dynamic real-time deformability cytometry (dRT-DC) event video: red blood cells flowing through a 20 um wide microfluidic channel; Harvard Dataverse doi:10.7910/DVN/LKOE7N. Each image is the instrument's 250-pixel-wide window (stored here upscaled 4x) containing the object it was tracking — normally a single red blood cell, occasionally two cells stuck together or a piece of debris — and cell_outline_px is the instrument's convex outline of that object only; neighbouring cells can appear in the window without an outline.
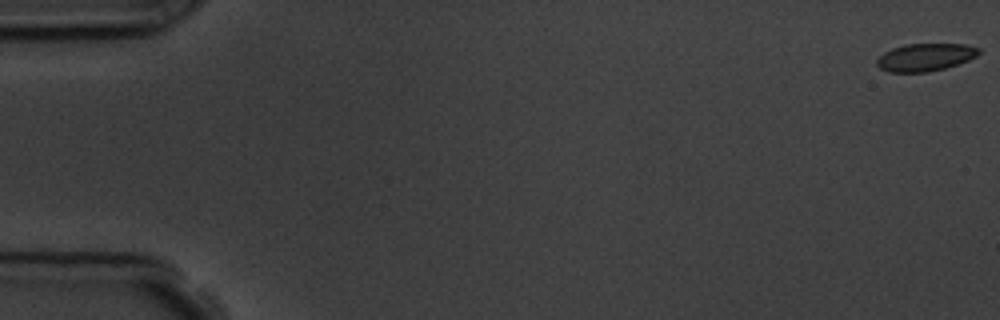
{"species": "common noctule bat (a hibernating species)", "species_latin": "Nyctalus noctula", "temperature_condition": "room temperature", "stored_images_in_passage": 58, "camera_frame_rate_fps": 3000, "um_per_image_px": 0.085, "animal": {"sex": "male", "body_mass_g": 19.5, "forearm_length_mm": 54.6}, "frame": {"image": 1, "passage_image": 1, "time_ms": 0.0, "image_size_px": [1000, 320], "cell_outline_px": [[980, 52], [976, 56], [968, 60], [944, 68], [928, 72], [888, 72], [880, 68], [876, 64], [876, 60], [884, 52], [892, 48], [904, 44], [964, 44], [980, 48]], "centroid_in_image_um": [78.62, 4.86], "position_along_channel_um": 6.4, "area_um2": 16.36}}
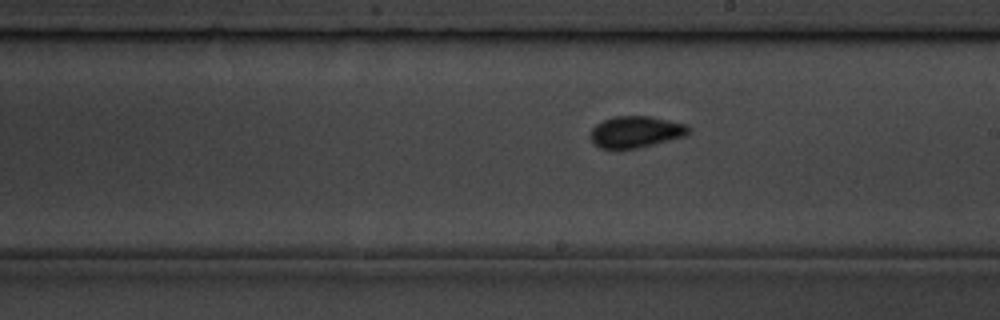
{"frame": {"image": 2, "passage_image": 33, "time_ms": 10.667, "image_size_px": [1000, 320], "cell_outline_px": [[692, 132], [688, 136], [636, 148], [616, 152], [600, 148], [588, 136], [588, 132], [596, 124], [612, 116], [652, 116], [688, 124], [692, 128]], "centroid_in_image_um": [54.06, 11.23], "position_along_channel_um": 234.9, "area_um2": 18.9}}
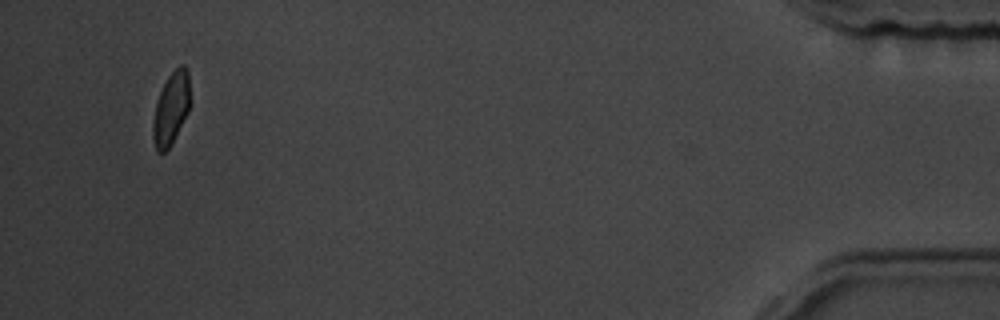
{"frame": {"image": 3, "passage_image": 55, "time_ms": 18.0, "image_size_px": [1000, 320], "cell_outline_px": [[188, 112], [168, 148], [164, 152], [156, 152], [152, 136], [152, 124], [156, 104], [160, 92], [168, 76], [180, 64], [184, 64], [188, 68]], "centroid_in_image_um": [14.51, 9.22], "position_along_channel_um": 420.7, "area_um2": 15.26}, "authors_computed_cell_mechanics": {"area_um2": 16.9065, "velocity_mm_per_s": 3.5992, "shape_relaxation_time_tau1_ms": 2.057, "shape_relaxation_time_tau2_ms": 1.0622, "deformation_change_tau1": 0.0894, "deformation_change_tau2": 0.0596}}